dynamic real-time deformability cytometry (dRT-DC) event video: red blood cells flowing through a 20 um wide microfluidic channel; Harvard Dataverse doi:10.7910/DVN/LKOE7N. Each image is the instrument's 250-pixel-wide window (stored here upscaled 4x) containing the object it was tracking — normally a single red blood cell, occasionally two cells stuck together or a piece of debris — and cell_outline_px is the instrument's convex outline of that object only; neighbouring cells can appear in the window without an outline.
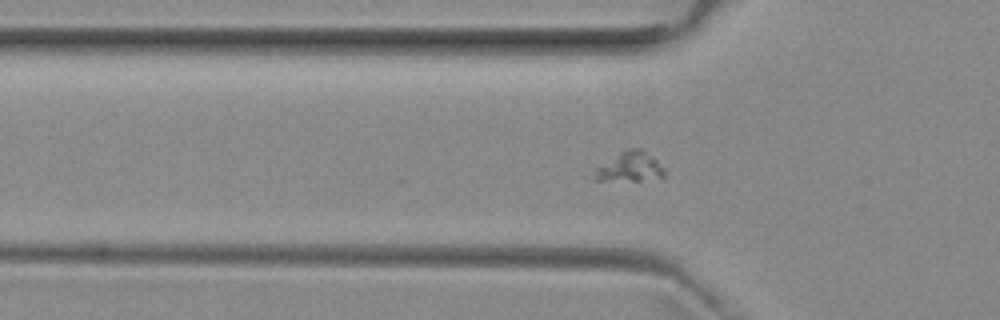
{"species": "common noctule bat (a hibernating species)", "species_latin": "Nyctalus noctula", "temperature_condition": "room temperature", "stored_images_in_passage": 12, "camera_frame_rate_fps": 3000, "um_per_image_px": 0.085, "animal": {"sex": "female", "body_mass_g": 29.2, "forearm_length_mm": 56.3}, "frame": {"image": 1, "passage_image": 6, "time_ms": 1.667, "image_size_px": [1000, 320], "cell_outline_px": [[668, 176], [664, 180], [588, 180], [584, 176], [620, 152], [628, 148], [640, 148], [652, 156], [664, 168]], "centroid_in_image_um": [53.5, 14.24], "position_along_channel_um": 72.3, "area_um2": 12.77}}
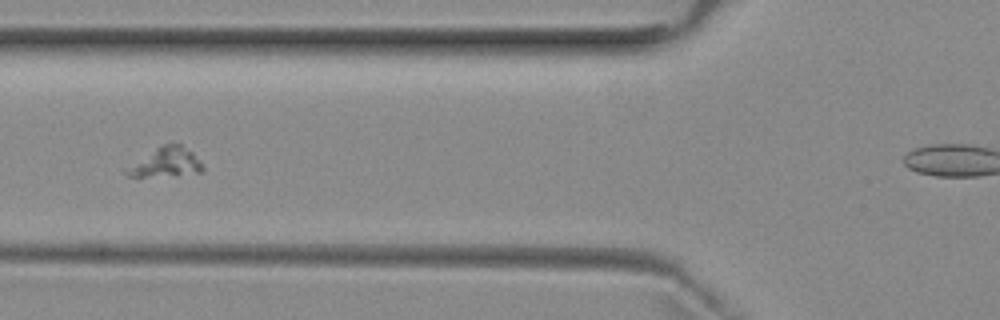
{"frame": {"image": 2, "passage_image": 9, "time_ms": 2.667, "image_size_px": [1000, 320], "cell_outline_px": [[204, 172], [176, 176], [128, 176], [124, 172], [164, 144], [180, 144], [192, 152], [204, 164]], "centroid_in_image_um": [14.26, 13.84], "position_along_channel_um": 111.5, "area_um2": 12.43}}
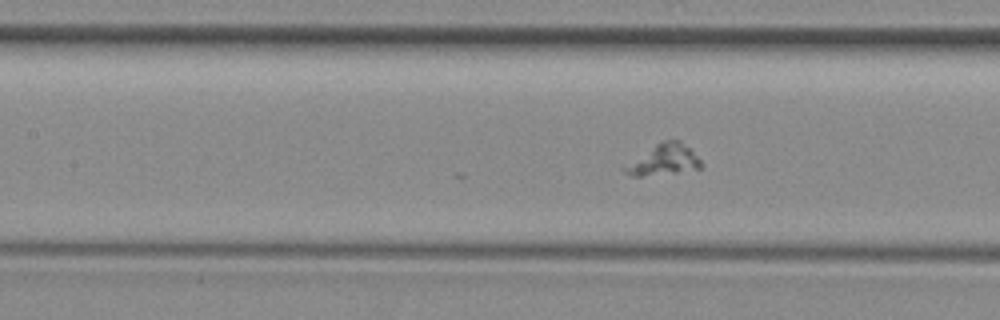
{"frame": {"image": 3, "passage_image": 12, "time_ms": 3.667, "image_size_px": [1000, 320], "cell_outline_px": [[704, 164], [700, 168], [676, 172], [640, 176], [632, 176], [624, 172], [620, 168], [656, 144], [664, 140], [680, 140]], "centroid_in_image_um": [56.39, 13.59], "position_along_channel_um": 151.0, "area_um2": 13.35}}